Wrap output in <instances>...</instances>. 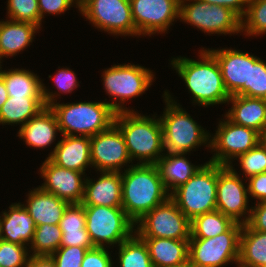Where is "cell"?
<instances>
[{
	"mask_svg": "<svg viewBox=\"0 0 266 267\" xmlns=\"http://www.w3.org/2000/svg\"><path fill=\"white\" fill-rule=\"evenodd\" d=\"M186 155L185 153H164L155 164L169 194L185 184L204 165L191 163L185 157Z\"/></svg>",
	"mask_w": 266,
	"mask_h": 267,
	"instance_id": "484cf974",
	"label": "cell"
},
{
	"mask_svg": "<svg viewBox=\"0 0 266 267\" xmlns=\"http://www.w3.org/2000/svg\"><path fill=\"white\" fill-rule=\"evenodd\" d=\"M26 197V203H22V205L28 211L36 226L43 224L58 225L64 210L69 205L67 201L43 191L39 186L30 189Z\"/></svg>",
	"mask_w": 266,
	"mask_h": 267,
	"instance_id": "603a6c76",
	"label": "cell"
},
{
	"mask_svg": "<svg viewBox=\"0 0 266 267\" xmlns=\"http://www.w3.org/2000/svg\"><path fill=\"white\" fill-rule=\"evenodd\" d=\"M241 33L245 37L266 34V0H249L247 11L241 19Z\"/></svg>",
	"mask_w": 266,
	"mask_h": 267,
	"instance_id": "e575fe53",
	"label": "cell"
},
{
	"mask_svg": "<svg viewBox=\"0 0 266 267\" xmlns=\"http://www.w3.org/2000/svg\"><path fill=\"white\" fill-rule=\"evenodd\" d=\"M21 203H12L8 207V211L1 212L0 236L4 241L29 247L33 240L36 225Z\"/></svg>",
	"mask_w": 266,
	"mask_h": 267,
	"instance_id": "44dd1931",
	"label": "cell"
},
{
	"mask_svg": "<svg viewBox=\"0 0 266 267\" xmlns=\"http://www.w3.org/2000/svg\"><path fill=\"white\" fill-rule=\"evenodd\" d=\"M38 173L44 180L39 185L43 191L54 194L69 204L82 203L87 174L60 167L47 157Z\"/></svg>",
	"mask_w": 266,
	"mask_h": 267,
	"instance_id": "e0dca14e",
	"label": "cell"
},
{
	"mask_svg": "<svg viewBox=\"0 0 266 267\" xmlns=\"http://www.w3.org/2000/svg\"><path fill=\"white\" fill-rule=\"evenodd\" d=\"M243 225L235 222L226 232L211 238H190L188 262L192 267L238 265Z\"/></svg>",
	"mask_w": 266,
	"mask_h": 267,
	"instance_id": "9c48e42d",
	"label": "cell"
},
{
	"mask_svg": "<svg viewBox=\"0 0 266 267\" xmlns=\"http://www.w3.org/2000/svg\"><path fill=\"white\" fill-rule=\"evenodd\" d=\"M61 239L62 231L59 224L36 226L33 240L29 245L30 256H51L60 248Z\"/></svg>",
	"mask_w": 266,
	"mask_h": 267,
	"instance_id": "d6a6232c",
	"label": "cell"
},
{
	"mask_svg": "<svg viewBox=\"0 0 266 267\" xmlns=\"http://www.w3.org/2000/svg\"><path fill=\"white\" fill-rule=\"evenodd\" d=\"M261 141L266 145V128L264 129L263 133L261 134Z\"/></svg>",
	"mask_w": 266,
	"mask_h": 267,
	"instance_id": "f907efd6",
	"label": "cell"
},
{
	"mask_svg": "<svg viewBox=\"0 0 266 267\" xmlns=\"http://www.w3.org/2000/svg\"><path fill=\"white\" fill-rule=\"evenodd\" d=\"M86 214L84 206L80 204H69L64 210L59 226L61 231L86 230Z\"/></svg>",
	"mask_w": 266,
	"mask_h": 267,
	"instance_id": "60d3db41",
	"label": "cell"
},
{
	"mask_svg": "<svg viewBox=\"0 0 266 267\" xmlns=\"http://www.w3.org/2000/svg\"><path fill=\"white\" fill-rule=\"evenodd\" d=\"M237 267H266V232L243 224Z\"/></svg>",
	"mask_w": 266,
	"mask_h": 267,
	"instance_id": "f1b7e54d",
	"label": "cell"
},
{
	"mask_svg": "<svg viewBox=\"0 0 266 267\" xmlns=\"http://www.w3.org/2000/svg\"><path fill=\"white\" fill-rule=\"evenodd\" d=\"M219 119L217 130L210 136L209 162L229 166L234 160L261 142V134L256 130L234 124L225 115ZM234 159V160H233Z\"/></svg>",
	"mask_w": 266,
	"mask_h": 267,
	"instance_id": "7c38bea8",
	"label": "cell"
},
{
	"mask_svg": "<svg viewBox=\"0 0 266 267\" xmlns=\"http://www.w3.org/2000/svg\"><path fill=\"white\" fill-rule=\"evenodd\" d=\"M172 267H192L189 262L179 265V266H172Z\"/></svg>",
	"mask_w": 266,
	"mask_h": 267,
	"instance_id": "816d5d0a",
	"label": "cell"
},
{
	"mask_svg": "<svg viewBox=\"0 0 266 267\" xmlns=\"http://www.w3.org/2000/svg\"><path fill=\"white\" fill-rule=\"evenodd\" d=\"M106 247H94L87 250L81 267H115L110 250Z\"/></svg>",
	"mask_w": 266,
	"mask_h": 267,
	"instance_id": "7bdbcfd3",
	"label": "cell"
},
{
	"mask_svg": "<svg viewBox=\"0 0 266 267\" xmlns=\"http://www.w3.org/2000/svg\"><path fill=\"white\" fill-rule=\"evenodd\" d=\"M153 70L139 64H114L106 68L101 77L106 94L112 98L111 102L105 99L116 112L135 111L125 106L126 101L139 97L145 93L153 82L155 75Z\"/></svg>",
	"mask_w": 266,
	"mask_h": 267,
	"instance_id": "8992f818",
	"label": "cell"
},
{
	"mask_svg": "<svg viewBox=\"0 0 266 267\" xmlns=\"http://www.w3.org/2000/svg\"><path fill=\"white\" fill-rule=\"evenodd\" d=\"M79 2L80 0H38L41 26L43 19L47 16L45 14L61 15L73 6L79 10Z\"/></svg>",
	"mask_w": 266,
	"mask_h": 267,
	"instance_id": "b9f144b4",
	"label": "cell"
},
{
	"mask_svg": "<svg viewBox=\"0 0 266 267\" xmlns=\"http://www.w3.org/2000/svg\"><path fill=\"white\" fill-rule=\"evenodd\" d=\"M83 206L85 228L95 247H117L135 233V223L122 207Z\"/></svg>",
	"mask_w": 266,
	"mask_h": 267,
	"instance_id": "ba28073f",
	"label": "cell"
},
{
	"mask_svg": "<svg viewBox=\"0 0 266 267\" xmlns=\"http://www.w3.org/2000/svg\"><path fill=\"white\" fill-rule=\"evenodd\" d=\"M9 95L4 83L3 78L0 76V108L7 101Z\"/></svg>",
	"mask_w": 266,
	"mask_h": 267,
	"instance_id": "681fc988",
	"label": "cell"
},
{
	"mask_svg": "<svg viewBox=\"0 0 266 267\" xmlns=\"http://www.w3.org/2000/svg\"><path fill=\"white\" fill-rule=\"evenodd\" d=\"M48 78L53 80V82L55 83L54 86L56 87L55 89L57 90L54 92L50 91L51 89H48V87L45 86L44 83H42V95L46 107H49L50 105L56 103L57 98H61L58 97L61 96V93L70 94L80 86L75 72L72 71V69H70L69 67H63L57 70L53 77L52 75H48Z\"/></svg>",
	"mask_w": 266,
	"mask_h": 267,
	"instance_id": "836d02e7",
	"label": "cell"
},
{
	"mask_svg": "<svg viewBox=\"0 0 266 267\" xmlns=\"http://www.w3.org/2000/svg\"><path fill=\"white\" fill-rule=\"evenodd\" d=\"M147 246L153 267L179 266L188 262L189 240L141 238Z\"/></svg>",
	"mask_w": 266,
	"mask_h": 267,
	"instance_id": "4316f807",
	"label": "cell"
},
{
	"mask_svg": "<svg viewBox=\"0 0 266 267\" xmlns=\"http://www.w3.org/2000/svg\"><path fill=\"white\" fill-rule=\"evenodd\" d=\"M199 51L198 61L184 56L173 57L171 68L183 79L193 105L208 108L227 104L231 96L225 88L217 59L205 47Z\"/></svg>",
	"mask_w": 266,
	"mask_h": 267,
	"instance_id": "6da1fadb",
	"label": "cell"
},
{
	"mask_svg": "<svg viewBox=\"0 0 266 267\" xmlns=\"http://www.w3.org/2000/svg\"><path fill=\"white\" fill-rule=\"evenodd\" d=\"M6 9L7 19L32 23L42 28L38 0H7Z\"/></svg>",
	"mask_w": 266,
	"mask_h": 267,
	"instance_id": "d590c367",
	"label": "cell"
},
{
	"mask_svg": "<svg viewBox=\"0 0 266 267\" xmlns=\"http://www.w3.org/2000/svg\"><path fill=\"white\" fill-rule=\"evenodd\" d=\"M233 166L217 164L216 210L243 225L248 222L252 207L248 204L250 200L246 179Z\"/></svg>",
	"mask_w": 266,
	"mask_h": 267,
	"instance_id": "5bb4252c",
	"label": "cell"
},
{
	"mask_svg": "<svg viewBox=\"0 0 266 267\" xmlns=\"http://www.w3.org/2000/svg\"><path fill=\"white\" fill-rule=\"evenodd\" d=\"M79 12L100 31L138 38L129 0H80Z\"/></svg>",
	"mask_w": 266,
	"mask_h": 267,
	"instance_id": "8fae6325",
	"label": "cell"
},
{
	"mask_svg": "<svg viewBox=\"0 0 266 267\" xmlns=\"http://www.w3.org/2000/svg\"><path fill=\"white\" fill-rule=\"evenodd\" d=\"M114 125L120 130L132 162L156 164L165 153L163 129L157 114H139L138 111L116 113Z\"/></svg>",
	"mask_w": 266,
	"mask_h": 267,
	"instance_id": "3957f363",
	"label": "cell"
},
{
	"mask_svg": "<svg viewBox=\"0 0 266 267\" xmlns=\"http://www.w3.org/2000/svg\"><path fill=\"white\" fill-rule=\"evenodd\" d=\"M58 132L60 129L54 112L50 107H45L19 128L17 136L27 146L40 150L51 147Z\"/></svg>",
	"mask_w": 266,
	"mask_h": 267,
	"instance_id": "7402d4cb",
	"label": "cell"
},
{
	"mask_svg": "<svg viewBox=\"0 0 266 267\" xmlns=\"http://www.w3.org/2000/svg\"><path fill=\"white\" fill-rule=\"evenodd\" d=\"M90 154L92 168L96 172H122L133 165L124 138L114 124L108 130L90 137Z\"/></svg>",
	"mask_w": 266,
	"mask_h": 267,
	"instance_id": "2e32d148",
	"label": "cell"
},
{
	"mask_svg": "<svg viewBox=\"0 0 266 267\" xmlns=\"http://www.w3.org/2000/svg\"><path fill=\"white\" fill-rule=\"evenodd\" d=\"M230 103L232 107L224 113L230 121L263 133L266 128V99L232 95L227 104Z\"/></svg>",
	"mask_w": 266,
	"mask_h": 267,
	"instance_id": "cb8c5ba5",
	"label": "cell"
},
{
	"mask_svg": "<svg viewBox=\"0 0 266 267\" xmlns=\"http://www.w3.org/2000/svg\"><path fill=\"white\" fill-rule=\"evenodd\" d=\"M249 97L266 99V61L254 56L250 65Z\"/></svg>",
	"mask_w": 266,
	"mask_h": 267,
	"instance_id": "f35d334b",
	"label": "cell"
},
{
	"mask_svg": "<svg viewBox=\"0 0 266 267\" xmlns=\"http://www.w3.org/2000/svg\"><path fill=\"white\" fill-rule=\"evenodd\" d=\"M209 3L210 5H218L229 8L233 12H235L241 19L244 17L249 0H201Z\"/></svg>",
	"mask_w": 266,
	"mask_h": 267,
	"instance_id": "7dc6e473",
	"label": "cell"
},
{
	"mask_svg": "<svg viewBox=\"0 0 266 267\" xmlns=\"http://www.w3.org/2000/svg\"><path fill=\"white\" fill-rule=\"evenodd\" d=\"M169 92L165 90L162 95L166 106L159 116L165 153L189 155L201 146L210 149V131L199 125Z\"/></svg>",
	"mask_w": 266,
	"mask_h": 267,
	"instance_id": "277c9868",
	"label": "cell"
},
{
	"mask_svg": "<svg viewBox=\"0 0 266 267\" xmlns=\"http://www.w3.org/2000/svg\"><path fill=\"white\" fill-rule=\"evenodd\" d=\"M29 258L28 246L0 240L1 267H26Z\"/></svg>",
	"mask_w": 266,
	"mask_h": 267,
	"instance_id": "74e56055",
	"label": "cell"
},
{
	"mask_svg": "<svg viewBox=\"0 0 266 267\" xmlns=\"http://www.w3.org/2000/svg\"><path fill=\"white\" fill-rule=\"evenodd\" d=\"M0 76L3 78L8 95L15 97H43L42 83L39 75L26 68H12L2 70Z\"/></svg>",
	"mask_w": 266,
	"mask_h": 267,
	"instance_id": "f546056e",
	"label": "cell"
},
{
	"mask_svg": "<svg viewBox=\"0 0 266 267\" xmlns=\"http://www.w3.org/2000/svg\"><path fill=\"white\" fill-rule=\"evenodd\" d=\"M242 177L248 179L254 175L266 172V145L261 141L248 152L238 156ZM245 174V175H244Z\"/></svg>",
	"mask_w": 266,
	"mask_h": 267,
	"instance_id": "8d00e7d4",
	"label": "cell"
},
{
	"mask_svg": "<svg viewBox=\"0 0 266 267\" xmlns=\"http://www.w3.org/2000/svg\"><path fill=\"white\" fill-rule=\"evenodd\" d=\"M129 1L138 38L168 33L173 22L179 20L180 0Z\"/></svg>",
	"mask_w": 266,
	"mask_h": 267,
	"instance_id": "9a60e30c",
	"label": "cell"
},
{
	"mask_svg": "<svg viewBox=\"0 0 266 267\" xmlns=\"http://www.w3.org/2000/svg\"><path fill=\"white\" fill-rule=\"evenodd\" d=\"M250 217L246 225L255 230L266 232V201L251 205Z\"/></svg>",
	"mask_w": 266,
	"mask_h": 267,
	"instance_id": "bcb514c9",
	"label": "cell"
},
{
	"mask_svg": "<svg viewBox=\"0 0 266 267\" xmlns=\"http://www.w3.org/2000/svg\"><path fill=\"white\" fill-rule=\"evenodd\" d=\"M87 249L80 246L60 247L49 256L55 267H81Z\"/></svg>",
	"mask_w": 266,
	"mask_h": 267,
	"instance_id": "ab89813d",
	"label": "cell"
},
{
	"mask_svg": "<svg viewBox=\"0 0 266 267\" xmlns=\"http://www.w3.org/2000/svg\"><path fill=\"white\" fill-rule=\"evenodd\" d=\"M207 49L218 61L223 82L229 95L249 97V74L250 65H253V54L227 47Z\"/></svg>",
	"mask_w": 266,
	"mask_h": 267,
	"instance_id": "ac0fdd59",
	"label": "cell"
},
{
	"mask_svg": "<svg viewBox=\"0 0 266 267\" xmlns=\"http://www.w3.org/2000/svg\"><path fill=\"white\" fill-rule=\"evenodd\" d=\"M41 30L37 25L28 22H17L9 19L0 20V59L15 57L33 42L35 34Z\"/></svg>",
	"mask_w": 266,
	"mask_h": 267,
	"instance_id": "d4e9b609",
	"label": "cell"
},
{
	"mask_svg": "<svg viewBox=\"0 0 266 267\" xmlns=\"http://www.w3.org/2000/svg\"><path fill=\"white\" fill-rule=\"evenodd\" d=\"M217 164L204 165L183 185L176 188L170 198L191 221L195 216L216 210Z\"/></svg>",
	"mask_w": 266,
	"mask_h": 267,
	"instance_id": "52a82bcc",
	"label": "cell"
},
{
	"mask_svg": "<svg viewBox=\"0 0 266 267\" xmlns=\"http://www.w3.org/2000/svg\"><path fill=\"white\" fill-rule=\"evenodd\" d=\"M123 171L122 208L134 223L170 197L155 164L135 162Z\"/></svg>",
	"mask_w": 266,
	"mask_h": 267,
	"instance_id": "7a4b0ae2",
	"label": "cell"
},
{
	"mask_svg": "<svg viewBox=\"0 0 266 267\" xmlns=\"http://www.w3.org/2000/svg\"><path fill=\"white\" fill-rule=\"evenodd\" d=\"M47 158L60 167L86 174L88 167L92 168L90 137L62 135Z\"/></svg>",
	"mask_w": 266,
	"mask_h": 267,
	"instance_id": "d6986e66",
	"label": "cell"
},
{
	"mask_svg": "<svg viewBox=\"0 0 266 267\" xmlns=\"http://www.w3.org/2000/svg\"><path fill=\"white\" fill-rule=\"evenodd\" d=\"M98 179L86 176L82 205L122 207V173L101 171Z\"/></svg>",
	"mask_w": 266,
	"mask_h": 267,
	"instance_id": "ffe728a7",
	"label": "cell"
},
{
	"mask_svg": "<svg viewBox=\"0 0 266 267\" xmlns=\"http://www.w3.org/2000/svg\"><path fill=\"white\" fill-rule=\"evenodd\" d=\"M45 107L43 97L9 96L0 108V125L16 124L22 127Z\"/></svg>",
	"mask_w": 266,
	"mask_h": 267,
	"instance_id": "83f0119b",
	"label": "cell"
},
{
	"mask_svg": "<svg viewBox=\"0 0 266 267\" xmlns=\"http://www.w3.org/2000/svg\"><path fill=\"white\" fill-rule=\"evenodd\" d=\"M117 249V267H153L147 246L136 233L123 241Z\"/></svg>",
	"mask_w": 266,
	"mask_h": 267,
	"instance_id": "1f68e13d",
	"label": "cell"
},
{
	"mask_svg": "<svg viewBox=\"0 0 266 267\" xmlns=\"http://www.w3.org/2000/svg\"><path fill=\"white\" fill-rule=\"evenodd\" d=\"M246 181L249 197L256 200L254 204L266 201V172L254 175Z\"/></svg>",
	"mask_w": 266,
	"mask_h": 267,
	"instance_id": "f6af8a7d",
	"label": "cell"
},
{
	"mask_svg": "<svg viewBox=\"0 0 266 267\" xmlns=\"http://www.w3.org/2000/svg\"><path fill=\"white\" fill-rule=\"evenodd\" d=\"M69 246H80L87 250L95 247L86 230L62 231L60 247Z\"/></svg>",
	"mask_w": 266,
	"mask_h": 267,
	"instance_id": "ee69618b",
	"label": "cell"
},
{
	"mask_svg": "<svg viewBox=\"0 0 266 267\" xmlns=\"http://www.w3.org/2000/svg\"><path fill=\"white\" fill-rule=\"evenodd\" d=\"M135 233L140 238L189 240L190 220L169 197L135 223Z\"/></svg>",
	"mask_w": 266,
	"mask_h": 267,
	"instance_id": "4fadbf2b",
	"label": "cell"
},
{
	"mask_svg": "<svg viewBox=\"0 0 266 267\" xmlns=\"http://www.w3.org/2000/svg\"><path fill=\"white\" fill-rule=\"evenodd\" d=\"M26 267H55L49 256H30Z\"/></svg>",
	"mask_w": 266,
	"mask_h": 267,
	"instance_id": "c3c4849f",
	"label": "cell"
},
{
	"mask_svg": "<svg viewBox=\"0 0 266 267\" xmlns=\"http://www.w3.org/2000/svg\"><path fill=\"white\" fill-rule=\"evenodd\" d=\"M179 20L207 35H241V18L229 8L201 0H180Z\"/></svg>",
	"mask_w": 266,
	"mask_h": 267,
	"instance_id": "30bf717a",
	"label": "cell"
},
{
	"mask_svg": "<svg viewBox=\"0 0 266 267\" xmlns=\"http://www.w3.org/2000/svg\"><path fill=\"white\" fill-rule=\"evenodd\" d=\"M49 107L56 116L60 135L92 137L108 130L114 124L116 115L105 101L66 104L58 101Z\"/></svg>",
	"mask_w": 266,
	"mask_h": 267,
	"instance_id": "5b68a950",
	"label": "cell"
},
{
	"mask_svg": "<svg viewBox=\"0 0 266 267\" xmlns=\"http://www.w3.org/2000/svg\"><path fill=\"white\" fill-rule=\"evenodd\" d=\"M235 222L222 212L215 210L195 216L190 221V238H211L226 232Z\"/></svg>",
	"mask_w": 266,
	"mask_h": 267,
	"instance_id": "4dcf8cb0",
	"label": "cell"
}]
</instances>
